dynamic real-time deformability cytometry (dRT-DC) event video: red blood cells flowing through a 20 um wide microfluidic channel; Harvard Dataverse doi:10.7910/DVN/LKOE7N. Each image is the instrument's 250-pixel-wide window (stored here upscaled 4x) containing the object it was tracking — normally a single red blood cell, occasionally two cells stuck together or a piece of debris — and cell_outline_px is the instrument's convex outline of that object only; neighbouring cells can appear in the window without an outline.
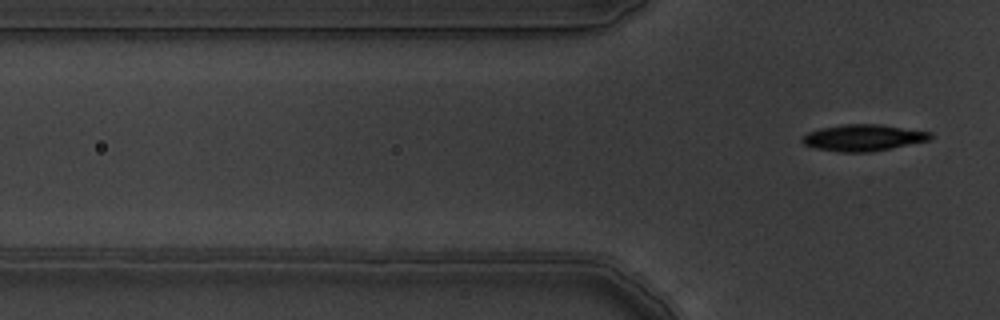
{"species": "common noctule bat (a hibernating species)", "species_latin": "Nyctalus noctula", "temperature_condition": "warm", "stored_images_in_passage": 5, "segment_of_instrument_passage": [2, 2], "camera_frame_rate_fps": 3000, "um_per_image_px": 0.085, "animal": {"sex": "male", "body_mass_g": 19.5, "forearm_length_mm": 54.6}, "frame": {"image": 1, "passage_image": 5, "time_ms": 1.333, "image_size_px": [1000, 320], "cell_outline_px": [[932, 136], [928, 140], [892, 148], [868, 152], [840, 152], [812, 148], [804, 144], [800, 140], [800, 136], [808, 132], [820, 128], [848, 124], [876, 124], [932, 132]], "centroid_in_image_um": [73.3, 11.71], "position_along_channel_um": 52.5, "area_um2": 19.71}}